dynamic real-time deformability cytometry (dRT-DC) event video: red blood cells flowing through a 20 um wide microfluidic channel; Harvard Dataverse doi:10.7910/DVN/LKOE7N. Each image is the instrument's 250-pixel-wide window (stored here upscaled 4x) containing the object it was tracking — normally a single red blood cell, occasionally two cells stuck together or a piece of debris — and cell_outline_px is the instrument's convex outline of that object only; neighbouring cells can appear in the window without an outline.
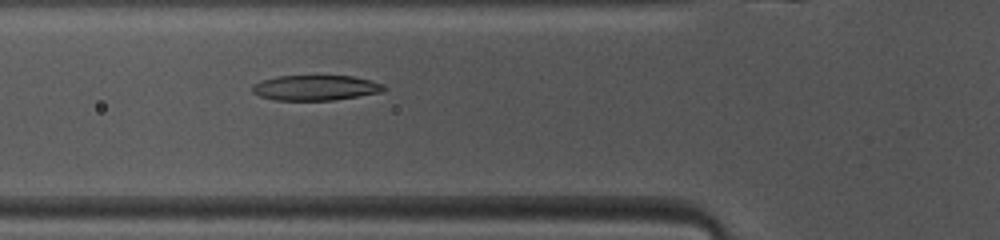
{"species": "common noctule bat (a hibernating species)", "species_latin": "Nyctalus noctula", "temperature_condition": "warm", "stored_images_in_passage": 41, "camera_frame_rate_fps": 3000, "um_per_image_px": 0.085, "animal": {"sex": "female", "body_mass_g": 10.0, "forearm_length_mm": 53.1}, "frame": {"image": 1, "passage_image": 9, "time_ms": 2.667, "image_size_px": [1000, 240], "cell_outline_px": [[388, 88], [380, 92], [332, 100], [276, 100], [260, 96], [252, 92], [252, 84], [260, 80], [276, 76], [352, 76], [384, 84]], "centroid_in_image_um": [26.77, 7.45], "position_along_channel_um": 99.0, "area_um2": 19.25}}
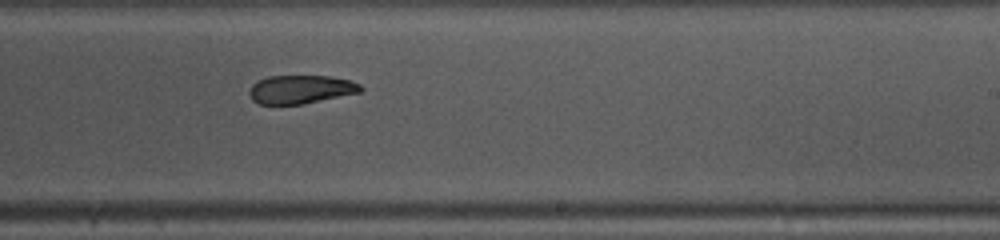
{"frame": {"image": 2, "passage_image": 21, "time_ms": 6.667, "image_size_px": [1000, 240], "cell_outline_px": [[364, 88], [360, 92], [300, 104], [260, 104], [252, 100], [248, 92], [252, 84], [268, 76], [328, 76], [348, 80], [360, 84]], "centroid_in_image_um": [25.53, 7.59], "position_along_channel_um": 263.5, "area_um2": 18.21}}
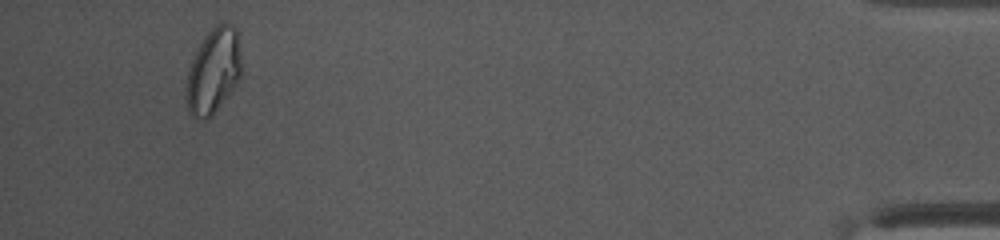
{"frame": {"image": 3, "passage_image": 38, "time_ms": 12.333, "image_size_px": [1000, 240], "cell_outline_px": [[240, 76], [236, 84], [212, 116], [204, 120], [192, 116], [188, 112], [184, 100], [184, 88], [188, 68], [204, 36], [220, 20], [232, 24], [236, 28], [240, 52]], "centroid_in_image_um": [18.09, 6.04], "position_along_channel_um": 417.1, "area_um2": 27.74}, "authors_computed_cell_mechanics": {"area_um2": 19.8832, "velocity_mm_per_s": 4.1011, "shape_relaxation_time_tau1_ms": null, "shape_relaxation_time_tau2_ms": 4.9026, "deformation_change_tau1": null, "deformation_change_tau2": 0.1204}}